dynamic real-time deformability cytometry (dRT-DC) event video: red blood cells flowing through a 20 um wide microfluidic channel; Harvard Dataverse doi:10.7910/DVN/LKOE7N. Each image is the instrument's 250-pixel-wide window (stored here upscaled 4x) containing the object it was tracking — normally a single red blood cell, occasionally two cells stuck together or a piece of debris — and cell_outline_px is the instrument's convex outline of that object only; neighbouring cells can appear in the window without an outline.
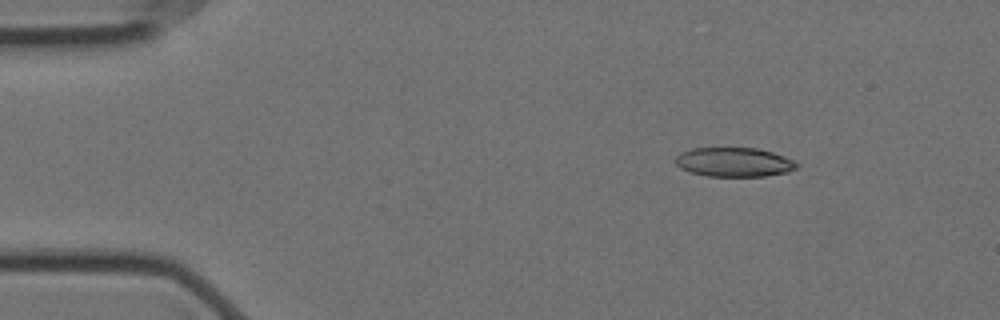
{"species": "Egyptian fruit bat (a non-hibernating species)", "species_latin": "Rousettus aegyptiacus", "temperature_condition": "cold", "stored_images_in_passage": 51, "camera_frame_rate_fps": 3000, "um_per_image_px": 0.085, "animal": {"sex": "female"}, "frame": {"image": 1, "passage_image": 1, "time_ms": 0.0, "image_size_px": [1000, 320], "cell_outline_px": [[800, 164], [796, 168], [788, 172], [764, 176], [708, 176], [692, 172], [680, 168], [672, 160], [680, 152], [692, 148], [756, 148], [772, 152], [784, 156]], "centroid_in_image_um": [62.37, 13.78], "position_along_channel_um": 22.6, "area_um2": 20.69}}
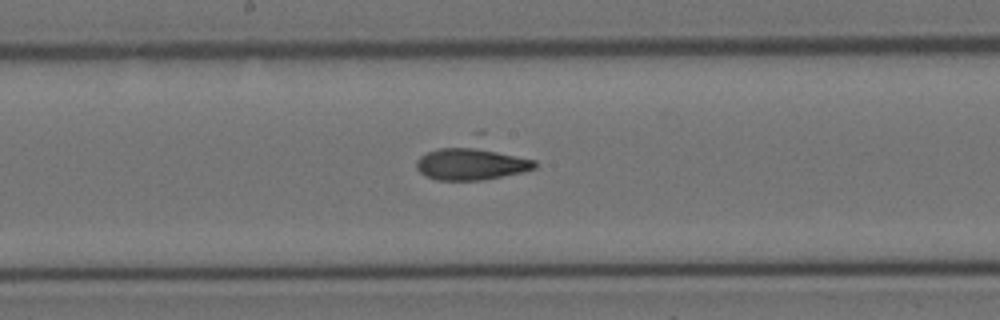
{"frame": {"image": 2, "passage_image": 23, "time_ms": 7.333, "image_size_px": [1000, 320], "cell_outline_px": [[536, 168], [524, 172], [480, 180], [436, 180], [424, 176], [416, 168], [416, 160], [420, 156], [428, 152], [472, 132], [484, 132], [536, 160]], "centroid_in_image_um": [40.27, 13.56], "position_along_channel_um": 207.9, "area_um2": 28.38}}
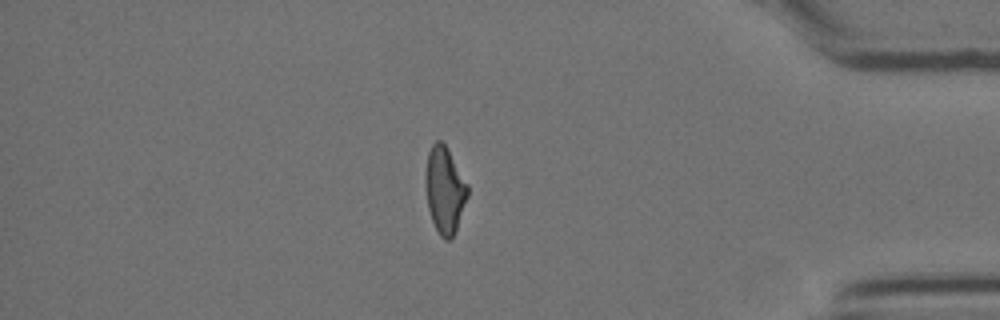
{"frame": {"image": 3, "passage_image": 42, "time_ms": 13.667, "image_size_px": [1000, 320], "cell_outline_px": [[468, 196], [452, 240], [444, 240], [440, 236], [432, 220], [428, 208], [424, 184], [424, 176], [428, 152], [432, 144], [436, 140], [440, 140], [448, 148], [468, 184]], "centroid_in_image_um": [37.78, 16.13], "position_along_channel_um": 397.4, "area_um2": 21.5}}